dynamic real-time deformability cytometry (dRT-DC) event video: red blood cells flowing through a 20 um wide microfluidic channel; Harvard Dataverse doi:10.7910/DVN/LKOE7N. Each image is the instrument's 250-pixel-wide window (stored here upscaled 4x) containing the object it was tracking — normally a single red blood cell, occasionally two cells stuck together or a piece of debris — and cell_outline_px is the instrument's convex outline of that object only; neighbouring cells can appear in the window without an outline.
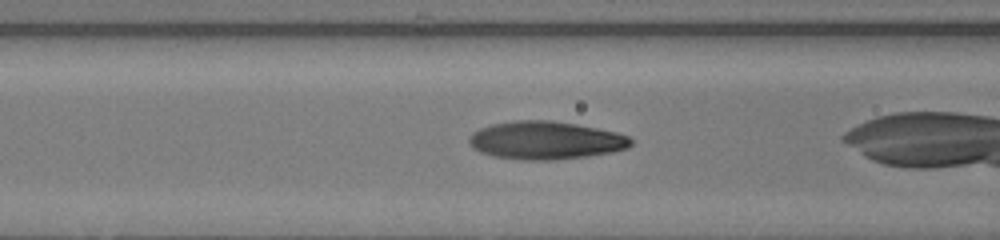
{"species": "human", "species_latin": "Homo sapiens", "temperature_condition": "warm", "stored_images_in_passage": 33, "camera_frame_rate_fps": 3000, "um_per_image_px": 0.085, "donor": {"sex": "female"}, "frame": {"image": 1, "passage_image": 15, "time_ms": 4.667, "image_size_px": [1000, 240], "cell_outline_px": [[632, 144], [628, 148], [612, 152], [588, 156], [552, 160], [520, 160], [492, 156], [480, 152], [472, 148], [468, 144], [468, 136], [472, 132], [480, 128], [492, 124], [512, 120], [548, 120], [576, 124], [616, 132], [628, 136], [632, 140]], "centroid_in_image_um": [46.33, 11.93], "position_along_channel_um": 120.3, "area_um2": 36.13}}
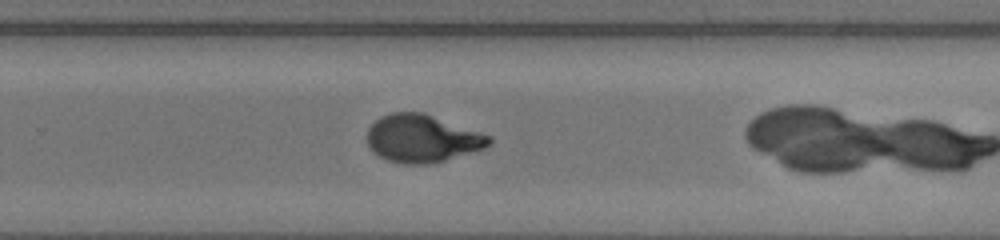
{"frame": {"image": 2, "passage_image": 27, "time_ms": 8.667, "image_size_px": [1000, 240], "cell_outline_px": [[492, 140], [484, 148], [444, 160], [428, 164], [404, 164], [388, 160], [372, 152], [368, 144], [368, 128], [380, 116], [392, 112], [424, 112], [492, 136]], "centroid_in_image_um": [35.87, 11.76], "position_along_channel_um": 293.9, "area_um2": 33.76}}
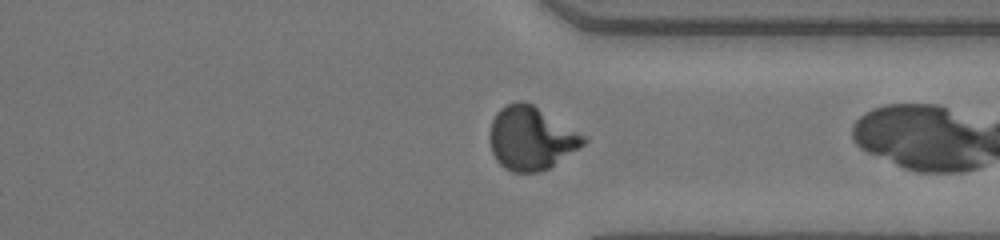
{"frame": {"image": 3, "passage_image": 32, "time_ms": 10.333, "image_size_px": [1000, 240], "cell_outline_px": [[588, 140], [584, 144], [548, 168], [540, 172], [512, 172], [504, 168], [496, 160], [492, 152], [488, 140], [488, 132], [492, 120], [496, 112], [504, 104], [516, 100], [524, 100], [532, 104], [588, 136]], "centroid_in_image_um": [45.11, 11.72], "position_along_channel_um": 366.3, "area_um2": 35.03}}